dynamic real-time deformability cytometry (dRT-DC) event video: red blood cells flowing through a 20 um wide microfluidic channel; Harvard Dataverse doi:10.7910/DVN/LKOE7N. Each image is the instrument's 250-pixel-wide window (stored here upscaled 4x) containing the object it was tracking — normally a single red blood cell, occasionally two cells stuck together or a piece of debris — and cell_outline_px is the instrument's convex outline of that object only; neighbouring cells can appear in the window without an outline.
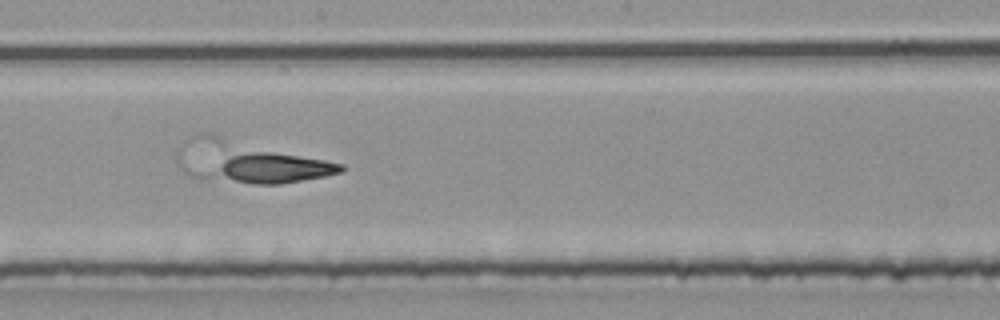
{"species": "common noctule bat (a hibernating species)", "species_latin": "Nyctalus noctula", "temperature_condition": "room temperature", "stored_images_in_passage": 39, "segment_of_instrument_passage": [2, 2], "camera_frame_rate_fps": 3000, "um_per_image_px": 0.085, "animal": {"sex": "male", "body_mass_g": 20.4}, "frame": {"image": 1, "passage_image": 28, "time_ms": 9.0, "image_size_px": [1000, 320], "cell_outline_px": [[344, 168], [340, 172], [324, 176], [280, 184], [252, 184], [200, 180], [188, 176], [180, 168], [176, 160], [176, 152], [180, 140], [188, 136], [200, 132], [208, 132], [344, 164]], "centroid_in_image_um": [20.96, 13.73], "position_along_channel_um": 227.2, "area_um2": 41.1}}